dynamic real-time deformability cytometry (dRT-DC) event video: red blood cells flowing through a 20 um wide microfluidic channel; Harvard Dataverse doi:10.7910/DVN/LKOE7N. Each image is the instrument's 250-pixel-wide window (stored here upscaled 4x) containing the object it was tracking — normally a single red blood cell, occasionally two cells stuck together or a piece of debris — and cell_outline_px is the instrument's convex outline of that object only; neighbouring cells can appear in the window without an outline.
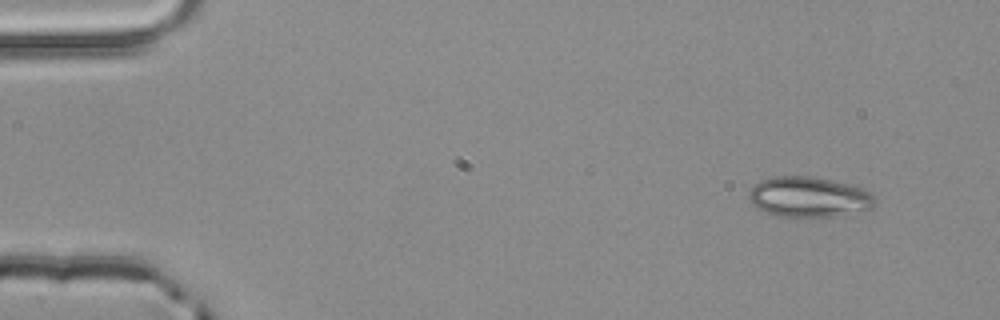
{"species": "common noctule bat (a hibernating species)", "species_latin": "Nyctalus noctula", "temperature_condition": "room temperature", "stored_images_in_passage": 3, "camera_frame_rate_fps": 3000, "um_per_image_px": 0.085, "animal": {"sex": "male", "body_mass_g": 20.4}, "frame": {"image": 1, "passage_image": 1, "time_ms": 0.0, "image_size_px": [1000, 320], "cell_outline_px": [[876, 204], [868, 212], [836, 216], [776, 216], [756, 208], [752, 204], [748, 196], [748, 192], [760, 180], [776, 176], [812, 176], [832, 180], [864, 188], [872, 192], [876, 196]], "centroid_in_image_um": [68.83, 16.75], "position_along_channel_um": 16.2, "area_um2": 30.17}}